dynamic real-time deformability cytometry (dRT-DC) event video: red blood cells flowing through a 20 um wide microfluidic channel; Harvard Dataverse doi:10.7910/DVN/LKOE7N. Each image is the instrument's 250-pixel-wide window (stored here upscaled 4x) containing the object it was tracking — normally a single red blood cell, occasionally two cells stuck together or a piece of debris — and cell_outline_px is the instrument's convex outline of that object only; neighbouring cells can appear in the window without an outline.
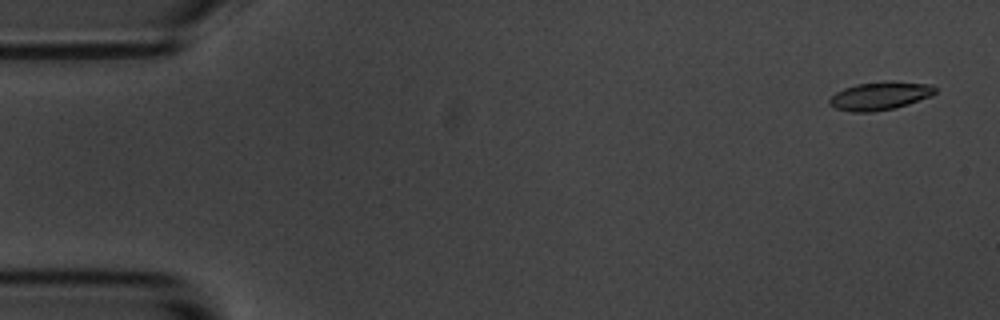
{"species": "common noctule bat (a hibernating species)", "species_latin": "Nyctalus noctula", "temperature_condition": "room temperature", "stored_images_in_passage": 5, "camera_frame_rate_fps": 3000, "um_per_image_px": 0.085, "animal": {"sex": "male", "body_mass_g": 20.1, "forearm_length_mm": 53.5}, "frame": {"image": 1, "passage_image": 1, "time_ms": 0.0, "image_size_px": [1000, 320], "cell_outline_px": [[936, 92], [932, 96], [896, 108], [872, 112], [852, 112], [836, 108], [828, 104], [828, 100], [836, 92], [844, 88], [856, 84], [884, 80], [892, 80], [932, 84], [936, 88]], "centroid_in_image_um": [74.82, 8.13], "position_along_channel_um": 10.2, "area_um2": 17.74}}
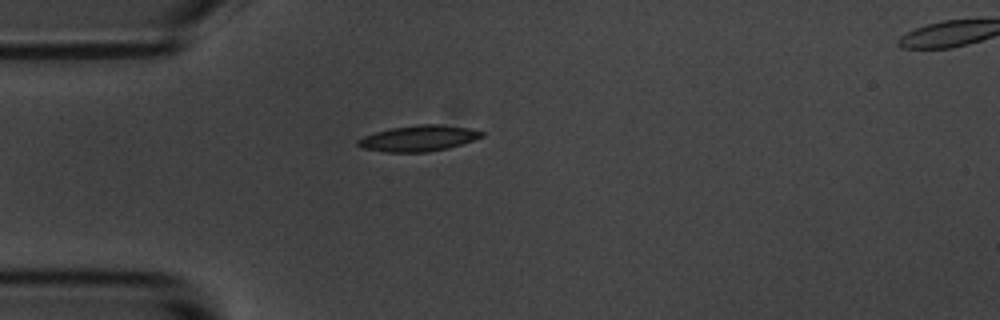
{"frame": {"image": 2, "passage_image": 4, "time_ms": 4.333, "image_size_px": [1000, 320], "cell_outline_px": [[484, 136], [448, 148], [428, 152], [384, 152], [360, 148], [356, 144], [356, 140], [364, 136], [376, 132], [392, 128], [420, 124], [440, 124], [468, 128], [484, 132]], "centroid_in_image_um": [35.54, 11.76], "position_along_channel_um": 49.5, "area_um2": 18.61}}